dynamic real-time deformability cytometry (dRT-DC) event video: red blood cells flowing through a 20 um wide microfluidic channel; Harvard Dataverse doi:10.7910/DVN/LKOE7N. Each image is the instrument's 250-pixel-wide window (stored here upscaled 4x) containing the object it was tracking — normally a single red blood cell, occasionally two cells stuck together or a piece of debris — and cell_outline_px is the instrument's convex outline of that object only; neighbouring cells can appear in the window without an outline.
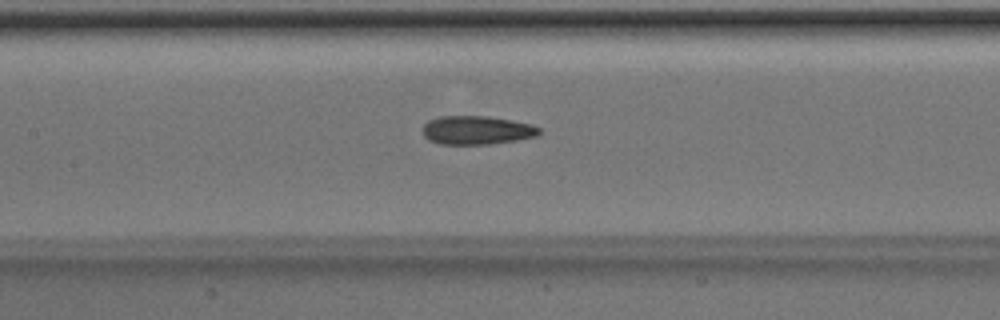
{"species": "Egyptian fruit bat (a non-hibernating species)", "species_latin": "Rousettus aegyptiacus", "temperature_condition": "room temperature", "stored_images_in_passage": 52, "segment_of_instrument_passage": [1, 2], "camera_frame_rate_fps": 3000, "um_per_image_px": 0.085, "animal": {"sex": "male"}, "frame": {"image": 1, "passage_image": 24, "time_ms": 7.667, "image_size_px": [1000, 320], "cell_outline_px": [[540, 132], [536, 136], [516, 140], [488, 144], [440, 144], [428, 140], [424, 136], [424, 124], [428, 120], [440, 116], [488, 116], [512, 120], [532, 124], [540, 128]], "centroid_in_image_um": [40.52, 11.06], "position_along_channel_um": 166.9, "area_um2": 19.42}}
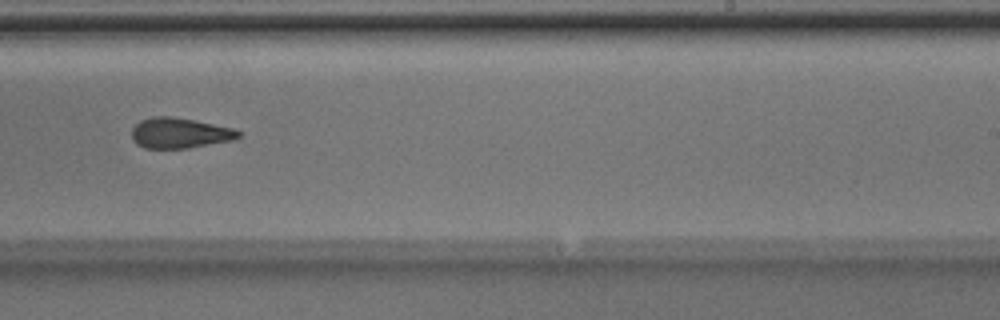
{"frame": {"image": 2, "passage_image": 32, "time_ms": 10.333, "image_size_px": [1000, 320], "cell_outline_px": [[240, 136], [232, 140], [188, 148], [144, 148], [136, 144], [132, 140], [132, 128], [140, 120], [152, 116], [168, 116], [192, 120], [232, 128], [240, 132]], "centroid_in_image_um": [15.21, 11.31], "position_along_channel_um": 273.8, "area_um2": 18.73}}
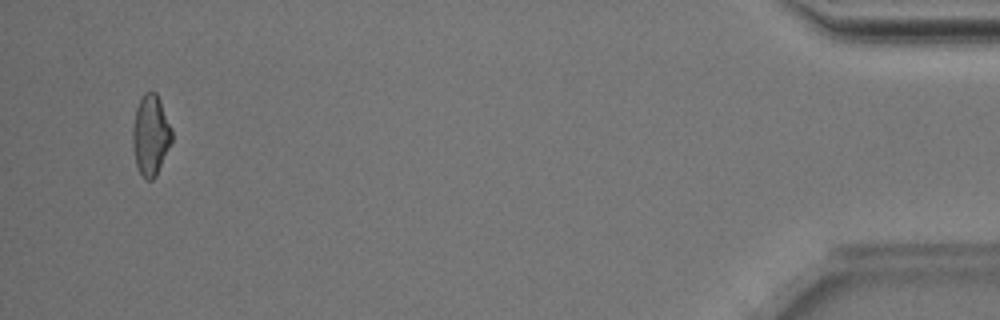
{"frame": {"image": 3, "passage_image": 49, "time_ms": 16.0, "image_size_px": [1000, 320], "cell_outline_px": [[172, 140], [156, 176], [152, 180], [144, 180], [136, 164], [132, 144], [132, 128], [136, 108], [144, 92], [156, 92], [160, 100], [172, 128]], "centroid_in_image_um": [12.8, 11.49], "position_along_channel_um": 422.4, "area_um2": 18.38}}